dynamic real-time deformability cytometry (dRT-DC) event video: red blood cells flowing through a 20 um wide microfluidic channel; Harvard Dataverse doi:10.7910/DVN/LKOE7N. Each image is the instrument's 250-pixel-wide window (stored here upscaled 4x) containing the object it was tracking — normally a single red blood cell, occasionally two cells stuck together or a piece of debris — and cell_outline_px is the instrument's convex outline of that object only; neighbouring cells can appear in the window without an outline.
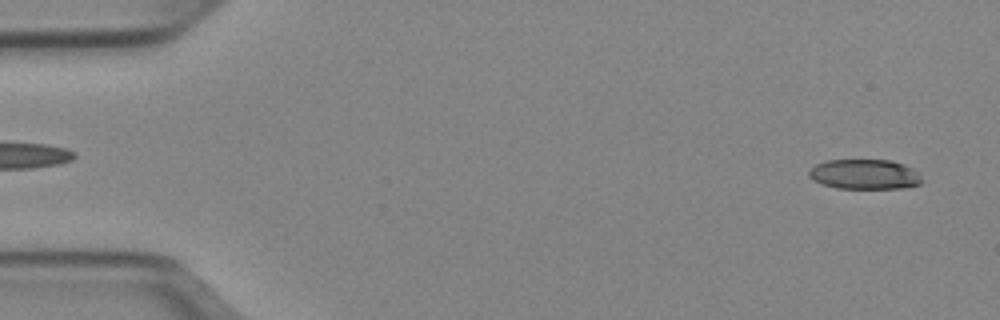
{"species": "Egyptian fruit bat (a non-hibernating species)", "species_latin": "Rousettus aegyptiacus", "temperature_condition": "cold", "stored_images_in_passage": 50, "camera_frame_rate_fps": 3000, "um_per_image_px": 0.085, "animal": {"sex": "female"}, "frame": {"image": 1, "passage_image": 2, "time_ms": 0.333, "image_size_px": [1000, 320], "cell_outline_px": [[924, 180], [920, 184], [904, 188], [836, 188], [824, 184], [808, 176], [808, 172], [816, 164], [828, 160], [892, 160], [904, 164], [920, 172]], "centroid_in_image_um": [73.57, 14.81], "position_along_channel_um": 11.4, "area_um2": 19.77}}
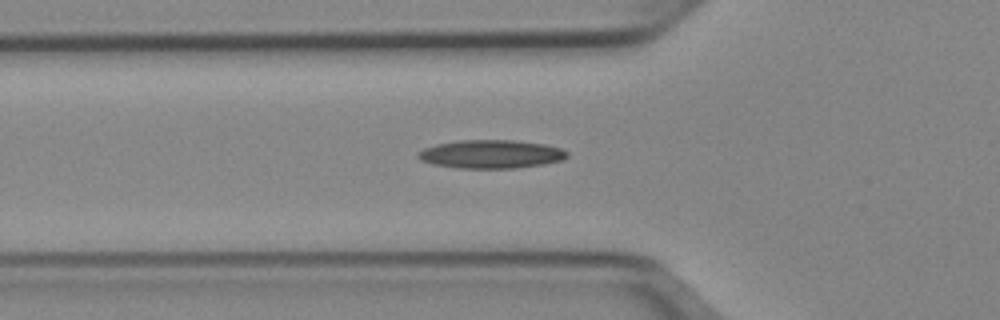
{"frame": {"image": 2, "passage_image": 17, "time_ms": 5.333, "image_size_px": [1000, 320], "cell_outline_px": [[568, 156], [564, 160], [544, 164], [516, 168], [456, 168], [432, 164], [420, 160], [416, 156], [416, 152], [424, 148], [436, 144], [460, 140], [512, 140], [544, 144], [560, 148], [568, 152]], "centroid_in_image_um": [41.71, 13.1], "position_along_channel_um": 84.1, "area_um2": 24.85}}
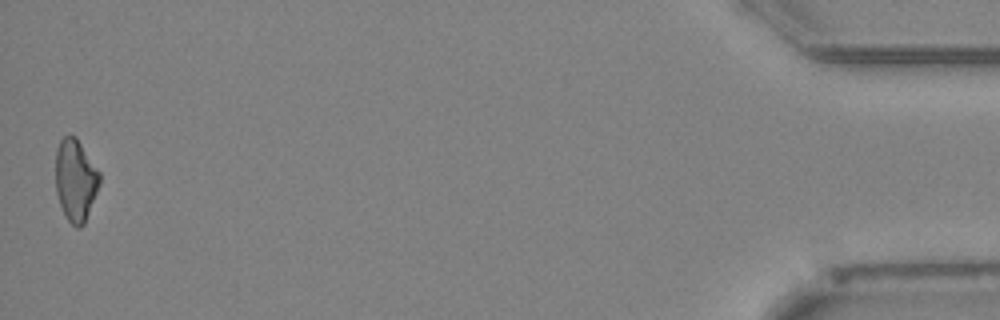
{"frame": {"image": 3, "passage_image": 50, "time_ms": 16.333, "image_size_px": [1000, 320], "cell_outline_px": [[100, 184], [84, 224], [80, 228], [76, 228], [68, 220], [60, 204], [56, 192], [56, 148], [60, 140], [64, 136], [76, 136], [100, 172]], "centroid_in_image_um": [6.43, 15.3], "position_along_channel_um": 428.8, "area_um2": 20.98}}